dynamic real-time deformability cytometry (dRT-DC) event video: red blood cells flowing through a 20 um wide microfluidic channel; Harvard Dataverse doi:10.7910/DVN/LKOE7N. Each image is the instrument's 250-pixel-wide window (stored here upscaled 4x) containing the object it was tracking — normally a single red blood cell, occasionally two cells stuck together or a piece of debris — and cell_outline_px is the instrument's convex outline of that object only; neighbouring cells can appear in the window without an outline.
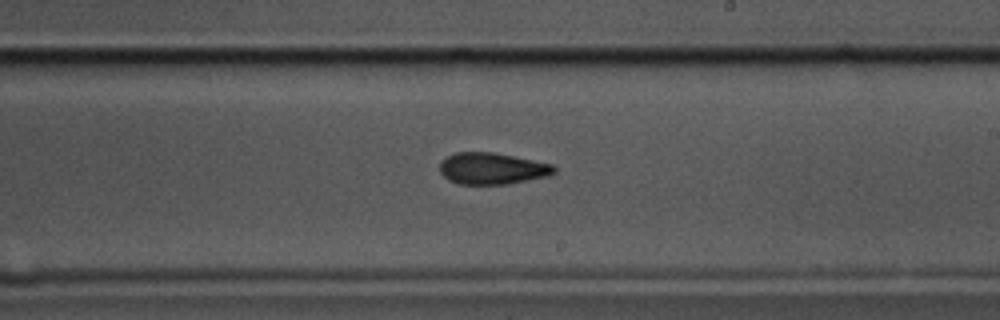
{"species": "common noctule bat (a hibernating species)", "species_latin": "Nyctalus noctula", "temperature_condition": "cold", "stored_images_in_passage": 58, "camera_frame_rate_fps": 3000, "um_per_image_px": 0.085, "animal": {"sex": "male", "body_mass_g": 17.5, "forearm_length_mm": 52.3}, "frame": {"image": 1, "passage_image": 34, "time_ms": 11.0, "image_size_px": [1000, 320], "cell_outline_px": [[556, 172], [548, 176], [508, 184], [460, 184], [448, 180], [440, 172], [440, 160], [456, 152], [492, 152], [552, 164], [556, 168]], "centroid_in_image_um": [41.81, 14.33], "position_along_channel_um": 247.2, "area_um2": 20.98}, "authors_computed_cell_mechanics": {"area_um2": 21.3282, "velocity_mm_per_s": 3.4892, "shape_relaxation_time_tau1_ms": 6.4902, "shape_relaxation_time_tau2_ms": 4.0738, "deformation_change_tau1": 0.1405, "deformation_change_tau2": 0.1078}}